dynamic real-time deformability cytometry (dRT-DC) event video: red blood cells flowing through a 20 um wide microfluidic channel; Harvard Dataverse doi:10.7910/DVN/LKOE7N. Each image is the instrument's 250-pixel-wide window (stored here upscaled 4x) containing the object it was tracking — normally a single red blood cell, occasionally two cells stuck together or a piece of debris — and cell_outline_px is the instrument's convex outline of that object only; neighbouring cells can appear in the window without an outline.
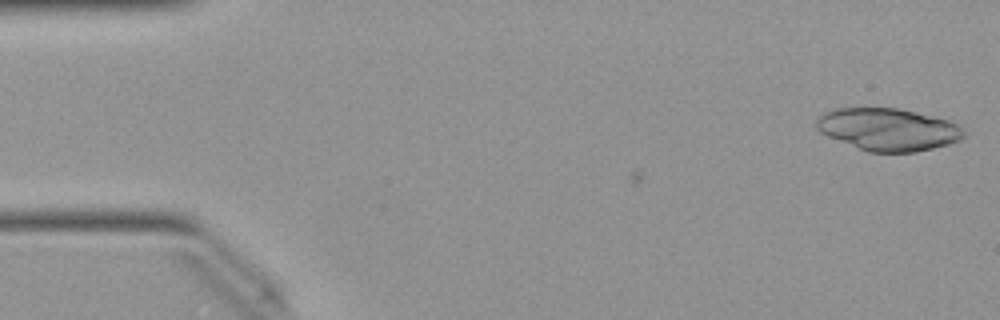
{"species": "Egyptian fruit bat (a non-hibernating species)", "species_latin": "Rousettus aegyptiacus", "temperature_condition": "warm", "stored_images_in_passage": 7, "camera_frame_rate_fps": 3000, "um_per_image_px": 0.085, "animal": {"sex": "female"}, "frame": {"image": 1, "passage_image": 7, "time_ms": 2.0, "image_size_px": [1000, 320], "cell_outline_px": [[968, 136], [960, 140], [948, 144], [916, 152], [868, 152], [828, 136], [820, 132], [816, 128], [816, 120], [824, 112], [836, 108], [900, 108], [948, 120], [960, 124]], "centroid_in_image_um": [75.53, 11.0], "position_along_channel_um": 9.5, "area_um2": 36.53}}